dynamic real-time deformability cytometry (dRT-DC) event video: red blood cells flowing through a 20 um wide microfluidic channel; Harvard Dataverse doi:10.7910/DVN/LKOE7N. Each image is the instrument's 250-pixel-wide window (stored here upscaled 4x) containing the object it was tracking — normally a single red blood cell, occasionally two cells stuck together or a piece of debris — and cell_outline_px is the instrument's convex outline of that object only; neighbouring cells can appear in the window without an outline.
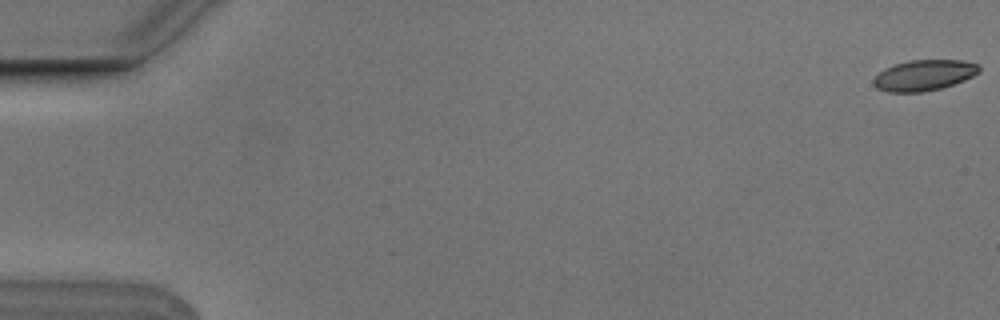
{"species": "Egyptian fruit bat (a non-hibernating species)", "species_latin": "Rousettus aegyptiacus", "temperature_condition": "cold", "stored_images_in_passage": 11, "camera_frame_rate_fps": 3000, "um_per_image_px": 0.085, "animal": {"sex": "male"}, "frame": {"image": 1, "passage_image": 1, "time_ms": 0.0, "image_size_px": [1000, 320], "cell_outline_px": [[980, 72], [964, 80], [940, 88], [924, 92], [888, 92], [876, 88], [872, 84], [872, 80], [884, 68], [908, 60], [964, 60], [980, 64]], "centroid_in_image_um": [78.54, 6.39], "position_along_channel_um": 6.5, "area_um2": 19.02}}
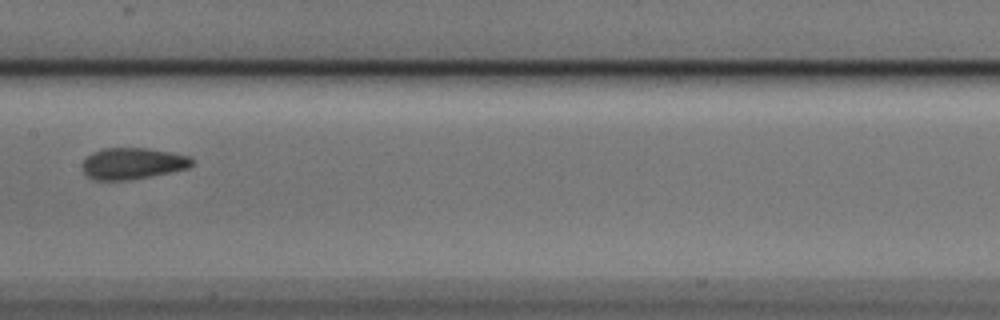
{"frame": {"image": 2, "passage_image": 8, "time_ms": 2.333, "image_size_px": [1000, 320], "cell_outline_px": [[196, 164], [188, 168], [128, 180], [96, 180], [88, 176], [84, 172], [80, 164], [92, 152], [104, 148], [148, 148], [172, 152], [192, 156], [196, 160]], "centroid_in_image_um": [11.31, 13.88], "position_along_channel_um": 196.1, "area_um2": 20.23}}
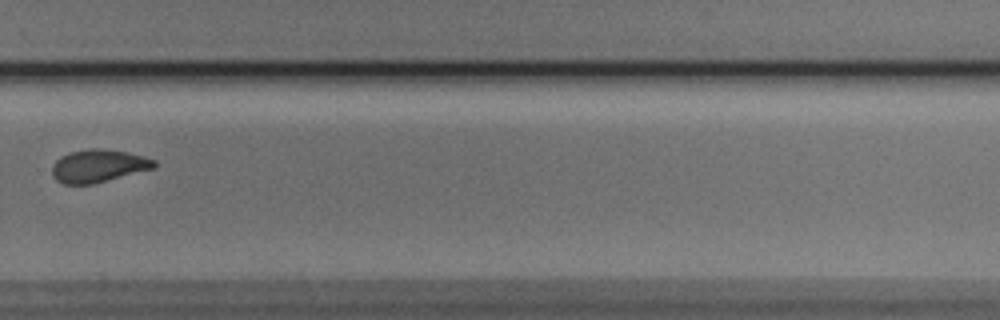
{"frame": {"image": 3, "passage_image": 11, "time_ms": 3.333, "image_size_px": [1000, 320], "cell_outline_px": [[156, 168], [92, 184], [64, 184], [56, 180], [52, 176], [52, 164], [60, 156], [72, 152], [92, 148], [100, 148], [128, 152], [156, 160]], "centroid_in_image_um": [8.36, 14.1], "position_along_channel_um": 321.4, "area_um2": 19.54}}